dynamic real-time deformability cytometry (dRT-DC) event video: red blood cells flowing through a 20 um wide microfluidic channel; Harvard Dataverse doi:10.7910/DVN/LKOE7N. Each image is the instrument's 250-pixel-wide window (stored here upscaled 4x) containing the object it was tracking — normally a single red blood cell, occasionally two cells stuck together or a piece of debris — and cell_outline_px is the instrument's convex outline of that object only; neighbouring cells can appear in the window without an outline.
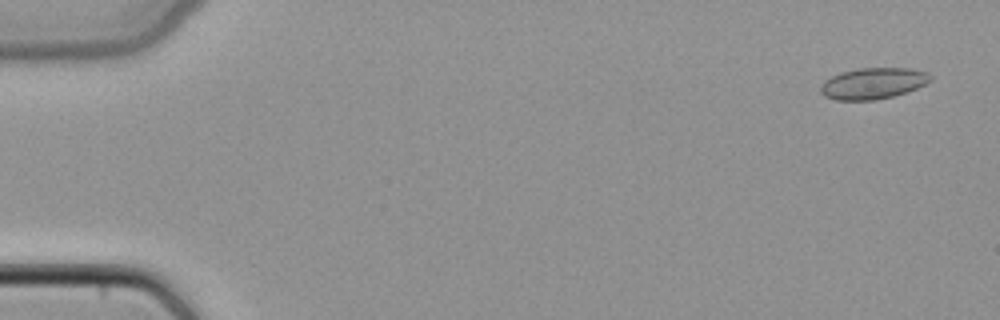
{"species": "common noctule bat (a hibernating species)", "species_latin": "Nyctalus noctula", "temperature_condition": "cold", "stored_images_in_passage": 15, "camera_frame_rate_fps": 3000, "um_per_image_px": 0.085, "animal": {"sex": "female", "body_mass_g": 22.7, "forearm_length_mm": 54.2}, "frame": {"image": 1, "passage_image": 3, "time_ms": 0.667, "image_size_px": [1000, 320], "cell_outline_px": [[932, 80], [908, 92], [876, 100], [836, 100], [824, 96], [820, 92], [820, 84], [824, 80], [840, 72], [856, 68], [912, 68], [928, 72], [932, 76]], "centroid_in_image_um": [74.2, 7.08], "position_along_channel_um": 10.8, "area_um2": 20.23}}
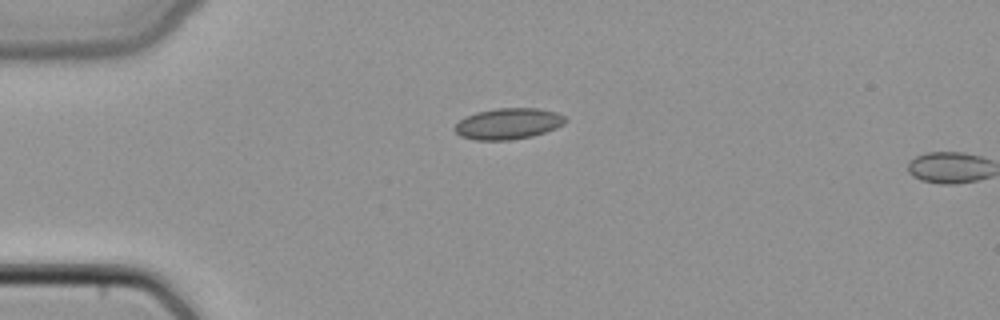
{"frame": {"image": 2, "passage_image": 13, "time_ms": 4.0, "image_size_px": [1000, 320], "cell_outline_px": [[568, 120], [564, 124], [556, 128], [532, 136], [508, 140], [476, 140], [460, 136], [452, 128], [460, 120], [476, 112], [496, 108], [536, 108], [556, 112], [564, 116]], "centroid_in_image_um": [43.2, 10.51], "position_along_channel_um": 41.8, "area_um2": 20.0}}